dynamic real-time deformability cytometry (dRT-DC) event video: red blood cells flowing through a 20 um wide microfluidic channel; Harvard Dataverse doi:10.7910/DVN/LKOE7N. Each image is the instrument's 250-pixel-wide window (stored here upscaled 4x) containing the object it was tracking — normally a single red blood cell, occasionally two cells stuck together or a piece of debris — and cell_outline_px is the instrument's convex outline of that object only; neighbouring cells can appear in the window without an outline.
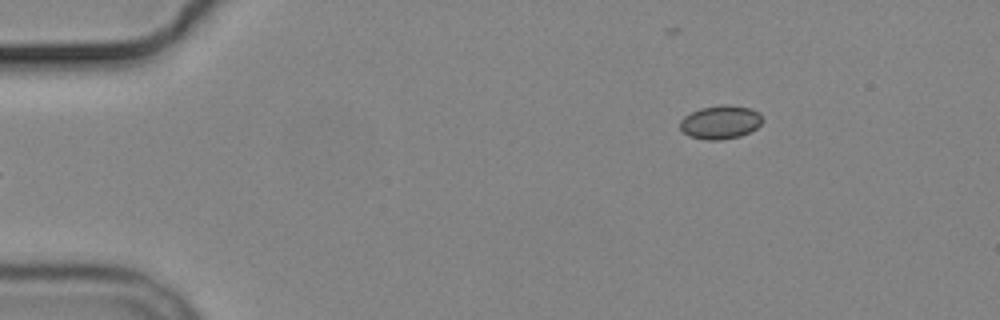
{"species": "common noctule bat (a hibernating species)", "species_latin": "Nyctalus noctula", "temperature_condition": "cold", "stored_images_in_passage": 4, "camera_frame_rate_fps": 3000, "um_per_image_px": 0.085, "animal": {"sex": "male", "body_mass_g": 19.2, "forearm_length_mm": 51.8}, "frame": {"image": 1, "passage_image": 1, "time_ms": 0.0, "image_size_px": [1000, 320], "cell_outline_px": [[764, 120], [756, 128], [740, 136], [720, 140], [708, 140], [688, 136], [680, 128], [680, 120], [684, 116], [700, 108], [720, 104], [724, 104], [752, 108], [760, 112]], "centroid_in_image_um": [61.25, 10.37], "position_along_channel_um": 23.7, "area_um2": 16.24}}
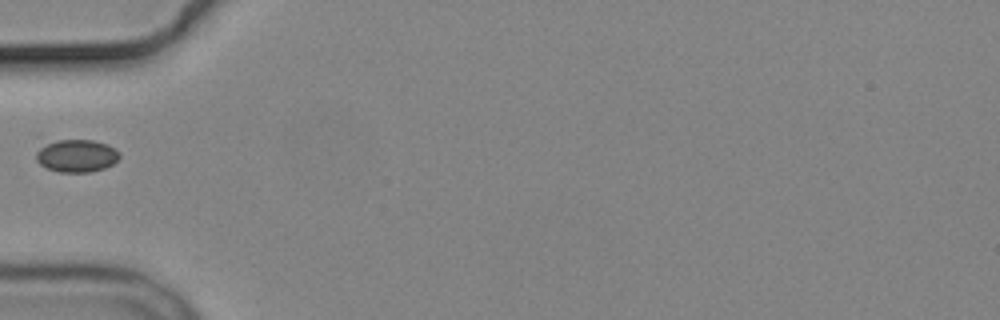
{"frame": {"image": 2, "passage_image": 4, "time_ms": 3.667, "image_size_px": [1000, 320], "cell_outline_px": [[120, 156], [112, 164], [104, 168], [88, 172], [60, 172], [48, 168], [40, 164], [36, 160], [36, 152], [44, 140], [92, 140], [108, 144], [116, 148], [120, 152]], "centroid_in_image_um": [6.47, 13.21], "position_along_channel_um": 78.5, "area_um2": 16.13}}